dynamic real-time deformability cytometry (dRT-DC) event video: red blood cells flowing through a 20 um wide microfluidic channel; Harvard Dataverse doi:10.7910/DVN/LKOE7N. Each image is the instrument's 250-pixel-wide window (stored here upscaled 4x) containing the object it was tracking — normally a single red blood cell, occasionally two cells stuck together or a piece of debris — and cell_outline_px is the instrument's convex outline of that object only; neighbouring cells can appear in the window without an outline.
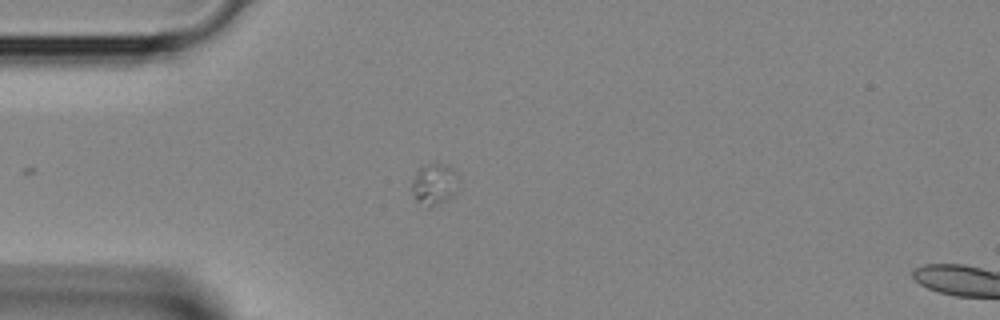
{"species": "Egyptian fruit bat (a non-hibernating species)", "species_latin": "Rousettus aegyptiacus", "temperature_condition": "room temperature", "stored_images_in_passage": 4, "camera_frame_rate_fps": 3000, "um_per_image_px": 0.085, "animal": {"sex": "female"}, "frame": {"image": 1, "passage_image": 3, "time_ms": 0.667, "image_size_px": [1000, 320], "cell_outline_px": [[460, 188], [448, 200], [428, 208], [416, 200], [412, 192], [412, 180], [420, 164], [448, 164], [456, 172]], "centroid_in_image_um": [36.93, 15.64], "position_along_channel_um": 48.1, "area_um2": 11.62}}